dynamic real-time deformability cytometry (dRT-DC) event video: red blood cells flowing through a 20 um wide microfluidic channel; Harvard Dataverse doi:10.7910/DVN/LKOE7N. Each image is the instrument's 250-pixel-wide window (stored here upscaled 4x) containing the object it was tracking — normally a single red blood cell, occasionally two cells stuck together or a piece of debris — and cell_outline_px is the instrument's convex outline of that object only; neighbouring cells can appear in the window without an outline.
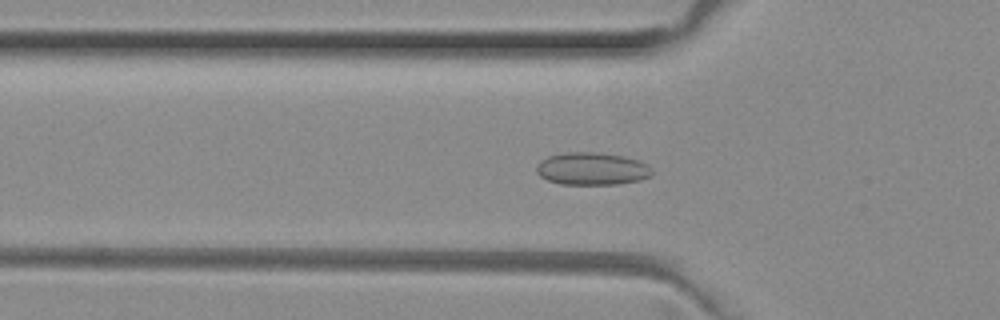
{"species": "common noctule bat (a hibernating species)", "species_latin": "Nyctalus noctula", "temperature_condition": "room temperature", "stored_images_in_passage": 52, "camera_frame_rate_fps": 3000, "um_per_image_px": 0.085, "animal": {"sex": "female", "body_mass_g": 29.2, "forearm_length_mm": 56.3}, "frame": {"image": 1, "passage_image": 17, "time_ms": 5.333, "image_size_px": [1000, 320], "cell_outline_px": [[652, 176], [640, 180], [616, 184], [560, 184], [548, 180], [540, 176], [536, 172], [536, 164], [540, 160], [548, 156], [568, 152], [600, 152], [624, 156], [640, 160], [648, 164], [652, 172]], "centroid_in_image_um": [50.32, 14.33], "position_along_channel_um": 75.5, "area_um2": 22.14}}
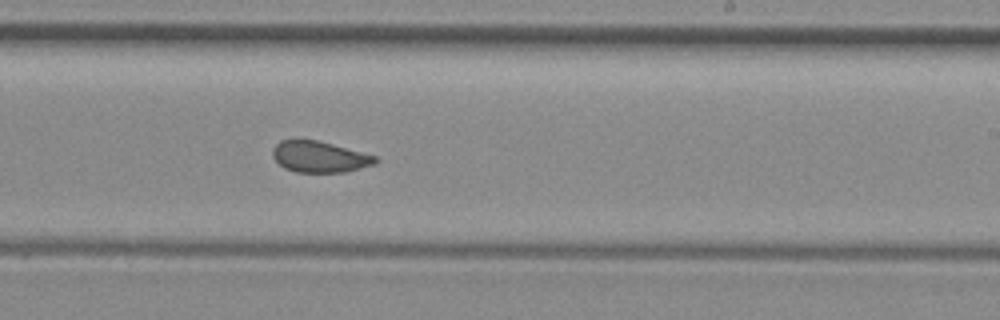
{"frame": {"image": 2, "passage_image": 31, "time_ms": 10.0, "image_size_px": [1000, 320], "cell_outline_px": [[380, 160], [376, 164], [344, 172], [296, 172], [284, 168], [272, 156], [272, 148], [280, 140], [292, 136], [296, 136], [316, 140], [332, 144], [376, 156]], "centroid_in_image_um": [27.1, 13.29], "position_along_channel_um": 261.9, "area_um2": 19.13}}
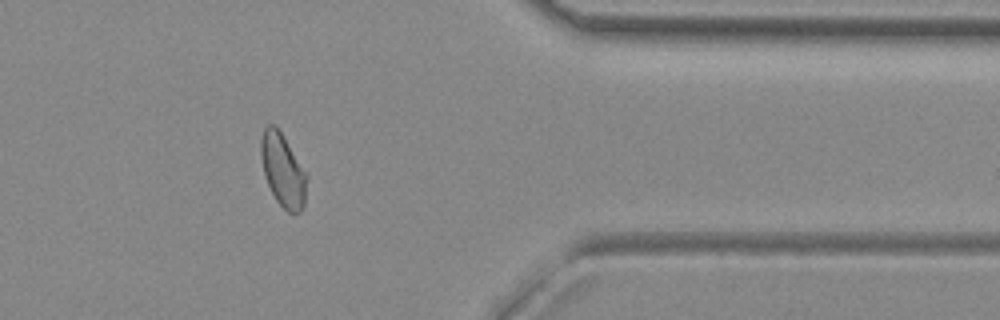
{"frame": {"image": 3, "passage_image": 42, "time_ms": 13.667, "image_size_px": [1000, 320], "cell_outline_px": [[308, 176], [304, 204], [300, 212], [288, 212], [276, 200], [264, 176], [260, 156], [260, 140], [264, 128], [268, 124], [272, 124], [280, 132]], "centroid_in_image_um": [24.02, 14.48], "position_along_channel_um": 387.4, "area_um2": 19.19}, "authors_computed_cell_mechanics": {"area_um2": 20.1722, "velocity_mm_per_s": 3.995, "shape_relaxation_time_tau1_ms": null, "shape_relaxation_time_tau2_ms": 0.9984, "deformation_change_tau1": null, "deformation_change_tau2": 0.0633}}